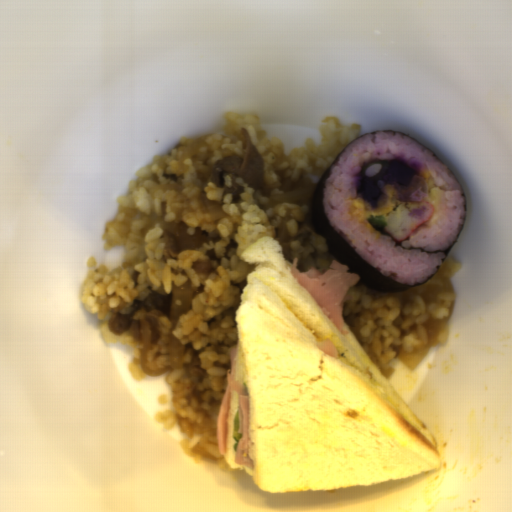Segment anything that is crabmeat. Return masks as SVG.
Returning a JSON list of instances; mask_svg holds the SVG:
<instances>
[{
    "mask_svg": "<svg viewBox=\"0 0 512 512\" xmlns=\"http://www.w3.org/2000/svg\"><path fill=\"white\" fill-rule=\"evenodd\" d=\"M434 213L433 204L422 200L406 202L391 210L384 218L387 226L384 232L390 235L394 242L400 244L409 238L422 224L429 221Z\"/></svg>",
    "mask_w": 512,
    "mask_h": 512,
    "instance_id": "obj_1",
    "label": "crabmeat"
}]
</instances>
